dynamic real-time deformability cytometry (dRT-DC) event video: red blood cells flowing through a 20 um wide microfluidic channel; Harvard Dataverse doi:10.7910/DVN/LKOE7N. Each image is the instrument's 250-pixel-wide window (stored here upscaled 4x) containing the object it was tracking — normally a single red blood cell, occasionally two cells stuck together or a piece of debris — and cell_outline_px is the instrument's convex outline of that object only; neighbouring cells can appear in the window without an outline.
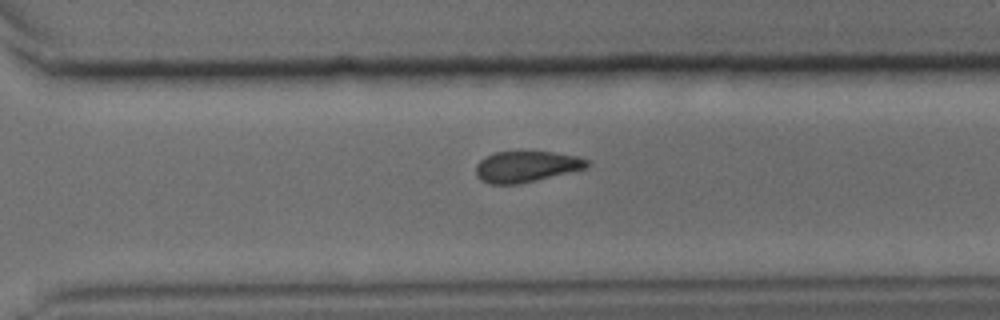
{"species": "common noctule bat (a hibernating species)", "species_latin": "Nyctalus noctula", "temperature_condition": "cold", "stored_images_in_passage": 30, "camera_frame_rate_fps": 3000, "um_per_image_px": 0.085, "animal": {"sex": "male", "body_mass_g": 15.6}, "frame": {"image": 1, "passage_image": 26, "time_ms": 8.333, "image_size_px": [1000, 320], "cell_outline_px": [[588, 168], [520, 184], [488, 184], [480, 180], [476, 176], [476, 164], [484, 156], [496, 152], [552, 152], [580, 156], [588, 160]], "centroid_in_image_um": [44.73, 14.16], "position_along_channel_um": 325.9, "area_um2": 20.29}}